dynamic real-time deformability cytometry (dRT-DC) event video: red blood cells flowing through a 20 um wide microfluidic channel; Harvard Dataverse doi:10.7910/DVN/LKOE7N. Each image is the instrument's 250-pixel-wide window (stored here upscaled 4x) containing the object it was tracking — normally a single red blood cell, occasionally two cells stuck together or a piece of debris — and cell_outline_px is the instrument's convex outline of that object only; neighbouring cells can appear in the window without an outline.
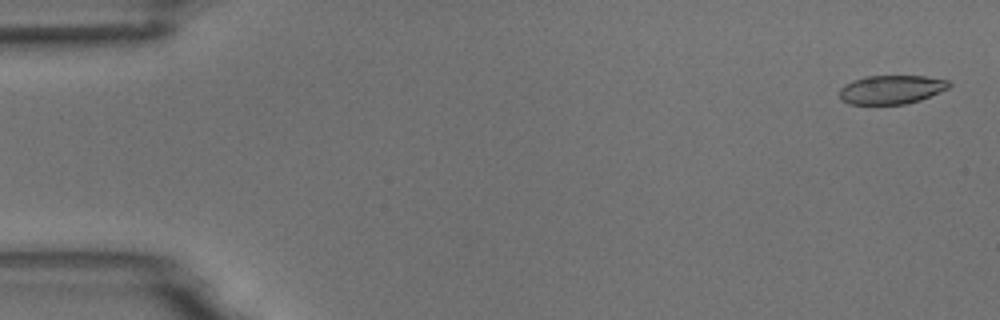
{"species": "common noctule bat (a hibernating species)", "species_latin": "Nyctalus noctula", "temperature_condition": "room temperature", "stored_images_in_passage": 6, "camera_frame_rate_fps": 3000, "um_per_image_px": 0.085, "animal": {"sex": "male", "body_mass_g": 18.8}, "frame": {"image": 1, "passage_image": 1, "time_ms": 0.0, "image_size_px": [1000, 320], "cell_outline_px": [[952, 84], [948, 88], [920, 100], [904, 104], [848, 104], [840, 100], [840, 88], [844, 84], [852, 80], [864, 76], [924, 76], [948, 80]], "centroid_in_image_um": [75.73, 7.61], "position_along_channel_um": 9.3, "area_um2": 18.44}}